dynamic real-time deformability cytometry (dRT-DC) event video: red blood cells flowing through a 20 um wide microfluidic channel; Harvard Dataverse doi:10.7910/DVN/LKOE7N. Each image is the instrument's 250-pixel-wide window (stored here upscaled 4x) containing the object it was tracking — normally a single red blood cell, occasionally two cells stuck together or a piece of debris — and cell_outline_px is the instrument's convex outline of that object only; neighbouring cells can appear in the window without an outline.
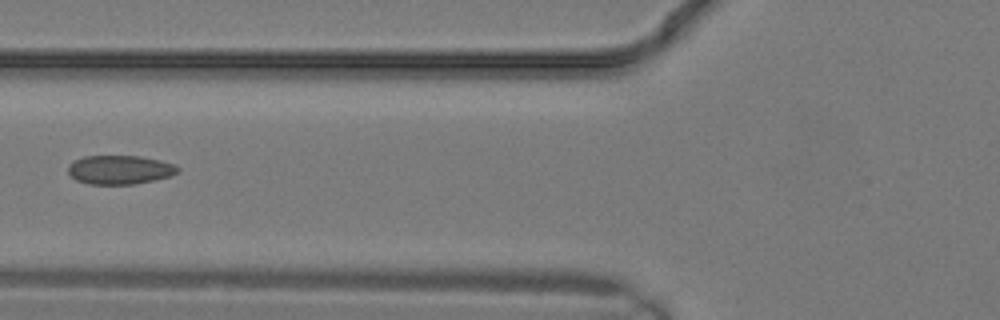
{"species": "common noctule bat (a hibernating species)", "species_latin": "Nyctalus noctula", "temperature_condition": "warm", "stored_images_in_passage": 15, "camera_frame_rate_fps": 3000, "um_per_image_px": 0.085, "animal": {"sex": "male", "body_mass_g": 19.2, "forearm_length_mm": 51.8}, "frame": {"image": 1, "passage_image": 11, "time_ms": 3.333, "image_size_px": [1000, 320], "cell_outline_px": [[180, 172], [156, 180], [132, 184], [88, 184], [76, 180], [68, 172], [68, 164], [84, 156], [140, 156], [160, 160], [176, 164], [180, 168]], "centroid_in_image_um": [10.21, 14.43], "position_along_channel_um": 115.6, "area_um2": 18.55}}
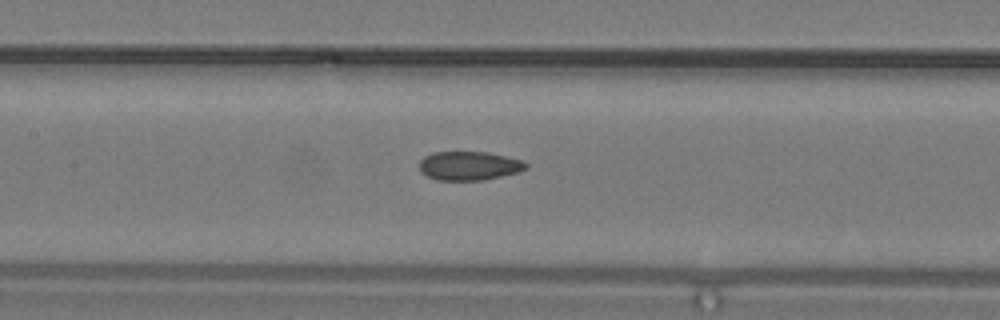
{"frame": {"image": 2, "passage_image": 13, "time_ms": 4.0, "image_size_px": [1000, 320], "cell_outline_px": [[528, 168], [516, 172], [484, 180], [436, 180], [420, 172], [420, 160], [424, 156], [432, 152], [488, 152], [524, 160], [528, 164]], "centroid_in_image_um": [39.87, 14.08], "position_along_channel_um": 167.5, "area_um2": 17.98}}
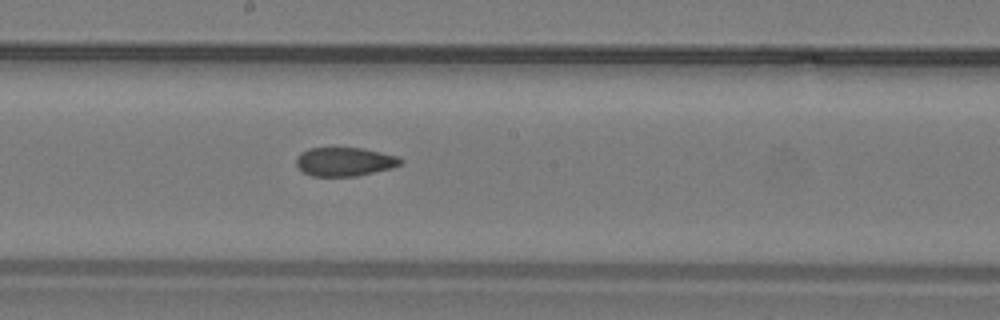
{"frame": {"image": 3, "passage_image": 15, "time_ms": 4.667, "image_size_px": [1000, 320], "cell_outline_px": [[404, 160], [400, 164], [392, 168], [356, 176], [312, 176], [304, 172], [296, 164], [296, 156], [300, 152], [308, 148], [364, 148], [400, 156]], "centroid_in_image_um": [29.31, 13.73], "position_along_channel_um": 218.9, "area_um2": 17.63}}